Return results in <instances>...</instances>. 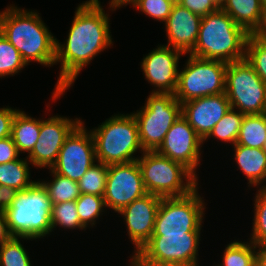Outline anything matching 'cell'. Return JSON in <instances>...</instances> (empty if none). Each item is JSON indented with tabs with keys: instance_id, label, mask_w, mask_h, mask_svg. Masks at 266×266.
<instances>
[{
	"instance_id": "2",
	"label": "cell",
	"mask_w": 266,
	"mask_h": 266,
	"mask_svg": "<svg viewBox=\"0 0 266 266\" xmlns=\"http://www.w3.org/2000/svg\"><path fill=\"white\" fill-rule=\"evenodd\" d=\"M37 10L9 5L0 11V33L20 52L28 65H55L56 40Z\"/></svg>"
},
{
	"instance_id": "23",
	"label": "cell",
	"mask_w": 266,
	"mask_h": 266,
	"mask_svg": "<svg viewBox=\"0 0 266 266\" xmlns=\"http://www.w3.org/2000/svg\"><path fill=\"white\" fill-rule=\"evenodd\" d=\"M220 8L250 34L259 23L263 7L260 0H222Z\"/></svg>"
},
{
	"instance_id": "20",
	"label": "cell",
	"mask_w": 266,
	"mask_h": 266,
	"mask_svg": "<svg viewBox=\"0 0 266 266\" xmlns=\"http://www.w3.org/2000/svg\"><path fill=\"white\" fill-rule=\"evenodd\" d=\"M234 159L237 168L245 174L248 187L263 188L266 185V153L264 149L235 144Z\"/></svg>"
},
{
	"instance_id": "4",
	"label": "cell",
	"mask_w": 266,
	"mask_h": 266,
	"mask_svg": "<svg viewBox=\"0 0 266 266\" xmlns=\"http://www.w3.org/2000/svg\"><path fill=\"white\" fill-rule=\"evenodd\" d=\"M249 33L221 8L201 19L194 49L189 53L203 59L231 63L245 58Z\"/></svg>"
},
{
	"instance_id": "14",
	"label": "cell",
	"mask_w": 266,
	"mask_h": 266,
	"mask_svg": "<svg viewBox=\"0 0 266 266\" xmlns=\"http://www.w3.org/2000/svg\"><path fill=\"white\" fill-rule=\"evenodd\" d=\"M82 121V119L61 115H52L41 119L40 135L32 152L27 155L33 167L51 169L56 163L60 149L66 137Z\"/></svg>"
},
{
	"instance_id": "8",
	"label": "cell",
	"mask_w": 266,
	"mask_h": 266,
	"mask_svg": "<svg viewBox=\"0 0 266 266\" xmlns=\"http://www.w3.org/2000/svg\"><path fill=\"white\" fill-rule=\"evenodd\" d=\"M144 106L132 112L144 151H156L171 126L181 117V103L174 94L150 93Z\"/></svg>"
},
{
	"instance_id": "39",
	"label": "cell",
	"mask_w": 266,
	"mask_h": 266,
	"mask_svg": "<svg viewBox=\"0 0 266 266\" xmlns=\"http://www.w3.org/2000/svg\"><path fill=\"white\" fill-rule=\"evenodd\" d=\"M250 35L266 39V6L262 8L259 23Z\"/></svg>"
},
{
	"instance_id": "3",
	"label": "cell",
	"mask_w": 266,
	"mask_h": 266,
	"mask_svg": "<svg viewBox=\"0 0 266 266\" xmlns=\"http://www.w3.org/2000/svg\"><path fill=\"white\" fill-rule=\"evenodd\" d=\"M52 202L37 180L23 191L7 195L5 215L12 236L41 239L51 233Z\"/></svg>"
},
{
	"instance_id": "40",
	"label": "cell",
	"mask_w": 266,
	"mask_h": 266,
	"mask_svg": "<svg viewBox=\"0 0 266 266\" xmlns=\"http://www.w3.org/2000/svg\"><path fill=\"white\" fill-rule=\"evenodd\" d=\"M12 235L7 226V219L5 213H0V247L8 241Z\"/></svg>"
},
{
	"instance_id": "47",
	"label": "cell",
	"mask_w": 266,
	"mask_h": 266,
	"mask_svg": "<svg viewBox=\"0 0 266 266\" xmlns=\"http://www.w3.org/2000/svg\"><path fill=\"white\" fill-rule=\"evenodd\" d=\"M219 4H221L222 0H216Z\"/></svg>"
},
{
	"instance_id": "44",
	"label": "cell",
	"mask_w": 266,
	"mask_h": 266,
	"mask_svg": "<svg viewBox=\"0 0 266 266\" xmlns=\"http://www.w3.org/2000/svg\"><path fill=\"white\" fill-rule=\"evenodd\" d=\"M262 7L266 6V0H260Z\"/></svg>"
},
{
	"instance_id": "32",
	"label": "cell",
	"mask_w": 266,
	"mask_h": 266,
	"mask_svg": "<svg viewBox=\"0 0 266 266\" xmlns=\"http://www.w3.org/2000/svg\"><path fill=\"white\" fill-rule=\"evenodd\" d=\"M108 165L95 163L78 181L80 194H93L103 197L106 187Z\"/></svg>"
},
{
	"instance_id": "17",
	"label": "cell",
	"mask_w": 266,
	"mask_h": 266,
	"mask_svg": "<svg viewBox=\"0 0 266 266\" xmlns=\"http://www.w3.org/2000/svg\"><path fill=\"white\" fill-rule=\"evenodd\" d=\"M160 196L149 194L134 200L122 208L117 215H121L126 225V232L131 243L134 244L135 255L143 245L151 238L154 231L155 219L159 205Z\"/></svg>"
},
{
	"instance_id": "26",
	"label": "cell",
	"mask_w": 266,
	"mask_h": 266,
	"mask_svg": "<svg viewBox=\"0 0 266 266\" xmlns=\"http://www.w3.org/2000/svg\"><path fill=\"white\" fill-rule=\"evenodd\" d=\"M258 247L250 240H233L224 248L220 266H255Z\"/></svg>"
},
{
	"instance_id": "16",
	"label": "cell",
	"mask_w": 266,
	"mask_h": 266,
	"mask_svg": "<svg viewBox=\"0 0 266 266\" xmlns=\"http://www.w3.org/2000/svg\"><path fill=\"white\" fill-rule=\"evenodd\" d=\"M185 56L180 50L158 44L143 57L140 68L153 89L151 93L175 94L178 85L179 60Z\"/></svg>"
},
{
	"instance_id": "33",
	"label": "cell",
	"mask_w": 266,
	"mask_h": 266,
	"mask_svg": "<svg viewBox=\"0 0 266 266\" xmlns=\"http://www.w3.org/2000/svg\"><path fill=\"white\" fill-rule=\"evenodd\" d=\"M26 66L20 52L0 33V78L15 76Z\"/></svg>"
},
{
	"instance_id": "42",
	"label": "cell",
	"mask_w": 266,
	"mask_h": 266,
	"mask_svg": "<svg viewBox=\"0 0 266 266\" xmlns=\"http://www.w3.org/2000/svg\"><path fill=\"white\" fill-rule=\"evenodd\" d=\"M133 0H109V6L108 9H110V11H115L118 8L120 9L121 7H126L128 4L130 5V3Z\"/></svg>"
},
{
	"instance_id": "36",
	"label": "cell",
	"mask_w": 266,
	"mask_h": 266,
	"mask_svg": "<svg viewBox=\"0 0 266 266\" xmlns=\"http://www.w3.org/2000/svg\"><path fill=\"white\" fill-rule=\"evenodd\" d=\"M179 4L201 17L220 8V4L216 0H180Z\"/></svg>"
},
{
	"instance_id": "31",
	"label": "cell",
	"mask_w": 266,
	"mask_h": 266,
	"mask_svg": "<svg viewBox=\"0 0 266 266\" xmlns=\"http://www.w3.org/2000/svg\"><path fill=\"white\" fill-rule=\"evenodd\" d=\"M34 240L27 237L12 236L0 247V266H32L29 254L21 240Z\"/></svg>"
},
{
	"instance_id": "18",
	"label": "cell",
	"mask_w": 266,
	"mask_h": 266,
	"mask_svg": "<svg viewBox=\"0 0 266 266\" xmlns=\"http://www.w3.org/2000/svg\"><path fill=\"white\" fill-rule=\"evenodd\" d=\"M231 109L225 93L205 96L181 104V116L204 140Z\"/></svg>"
},
{
	"instance_id": "13",
	"label": "cell",
	"mask_w": 266,
	"mask_h": 266,
	"mask_svg": "<svg viewBox=\"0 0 266 266\" xmlns=\"http://www.w3.org/2000/svg\"><path fill=\"white\" fill-rule=\"evenodd\" d=\"M142 173L136 161L109 164L104 192L106 208L118 213L134 200L146 195Z\"/></svg>"
},
{
	"instance_id": "22",
	"label": "cell",
	"mask_w": 266,
	"mask_h": 266,
	"mask_svg": "<svg viewBox=\"0 0 266 266\" xmlns=\"http://www.w3.org/2000/svg\"><path fill=\"white\" fill-rule=\"evenodd\" d=\"M27 157L0 164V187L7 193L23 191L32 186L36 180H31V173Z\"/></svg>"
},
{
	"instance_id": "1",
	"label": "cell",
	"mask_w": 266,
	"mask_h": 266,
	"mask_svg": "<svg viewBox=\"0 0 266 266\" xmlns=\"http://www.w3.org/2000/svg\"><path fill=\"white\" fill-rule=\"evenodd\" d=\"M101 2H82L75 10L73 21L62 44L56 40L55 64L60 63V72L52 102L74 85L79 73L94 57L113 45L110 16Z\"/></svg>"
},
{
	"instance_id": "7",
	"label": "cell",
	"mask_w": 266,
	"mask_h": 266,
	"mask_svg": "<svg viewBox=\"0 0 266 266\" xmlns=\"http://www.w3.org/2000/svg\"><path fill=\"white\" fill-rule=\"evenodd\" d=\"M201 232L151 236L130 256V266H199Z\"/></svg>"
},
{
	"instance_id": "30",
	"label": "cell",
	"mask_w": 266,
	"mask_h": 266,
	"mask_svg": "<svg viewBox=\"0 0 266 266\" xmlns=\"http://www.w3.org/2000/svg\"><path fill=\"white\" fill-rule=\"evenodd\" d=\"M254 218L250 240L258 248L266 247V191L259 188L254 198Z\"/></svg>"
},
{
	"instance_id": "28",
	"label": "cell",
	"mask_w": 266,
	"mask_h": 266,
	"mask_svg": "<svg viewBox=\"0 0 266 266\" xmlns=\"http://www.w3.org/2000/svg\"><path fill=\"white\" fill-rule=\"evenodd\" d=\"M80 222L88 228H94L106 209L104 197L93 194H80L75 201ZM105 208V209H104Z\"/></svg>"
},
{
	"instance_id": "9",
	"label": "cell",
	"mask_w": 266,
	"mask_h": 266,
	"mask_svg": "<svg viewBox=\"0 0 266 266\" xmlns=\"http://www.w3.org/2000/svg\"><path fill=\"white\" fill-rule=\"evenodd\" d=\"M179 70L175 98L182 104L197 98L225 93L228 63L189 54Z\"/></svg>"
},
{
	"instance_id": "25",
	"label": "cell",
	"mask_w": 266,
	"mask_h": 266,
	"mask_svg": "<svg viewBox=\"0 0 266 266\" xmlns=\"http://www.w3.org/2000/svg\"><path fill=\"white\" fill-rule=\"evenodd\" d=\"M52 180L41 181L43 186L47 189L49 198L53 204L76 201L80 196L78 182L71 180L65 176L57 174L49 169Z\"/></svg>"
},
{
	"instance_id": "34",
	"label": "cell",
	"mask_w": 266,
	"mask_h": 266,
	"mask_svg": "<svg viewBox=\"0 0 266 266\" xmlns=\"http://www.w3.org/2000/svg\"><path fill=\"white\" fill-rule=\"evenodd\" d=\"M245 59L266 84V39L249 34L246 42Z\"/></svg>"
},
{
	"instance_id": "19",
	"label": "cell",
	"mask_w": 266,
	"mask_h": 266,
	"mask_svg": "<svg viewBox=\"0 0 266 266\" xmlns=\"http://www.w3.org/2000/svg\"><path fill=\"white\" fill-rule=\"evenodd\" d=\"M201 19V16L189 11L179 3L174 4L164 24L168 39L167 44L164 45L188 55L197 42Z\"/></svg>"
},
{
	"instance_id": "35",
	"label": "cell",
	"mask_w": 266,
	"mask_h": 266,
	"mask_svg": "<svg viewBox=\"0 0 266 266\" xmlns=\"http://www.w3.org/2000/svg\"><path fill=\"white\" fill-rule=\"evenodd\" d=\"M130 4L149 18L165 23L175 3L170 0H133Z\"/></svg>"
},
{
	"instance_id": "38",
	"label": "cell",
	"mask_w": 266,
	"mask_h": 266,
	"mask_svg": "<svg viewBox=\"0 0 266 266\" xmlns=\"http://www.w3.org/2000/svg\"><path fill=\"white\" fill-rule=\"evenodd\" d=\"M18 110L9 106L0 108V139L11 136L13 118Z\"/></svg>"
},
{
	"instance_id": "41",
	"label": "cell",
	"mask_w": 266,
	"mask_h": 266,
	"mask_svg": "<svg viewBox=\"0 0 266 266\" xmlns=\"http://www.w3.org/2000/svg\"><path fill=\"white\" fill-rule=\"evenodd\" d=\"M255 266H266V247L258 248Z\"/></svg>"
},
{
	"instance_id": "24",
	"label": "cell",
	"mask_w": 266,
	"mask_h": 266,
	"mask_svg": "<svg viewBox=\"0 0 266 266\" xmlns=\"http://www.w3.org/2000/svg\"><path fill=\"white\" fill-rule=\"evenodd\" d=\"M236 144L264 149L266 145V113L245 114Z\"/></svg>"
},
{
	"instance_id": "10",
	"label": "cell",
	"mask_w": 266,
	"mask_h": 266,
	"mask_svg": "<svg viewBox=\"0 0 266 266\" xmlns=\"http://www.w3.org/2000/svg\"><path fill=\"white\" fill-rule=\"evenodd\" d=\"M198 189L181 197L161 198L152 236L201 232L206 204Z\"/></svg>"
},
{
	"instance_id": "27",
	"label": "cell",
	"mask_w": 266,
	"mask_h": 266,
	"mask_svg": "<svg viewBox=\"0 0 266 266\" xmlns=\"http://www.w3.org/2000/svg\"><path fill=\"white\" fill-rule=\"evenodd\" d=\"M244 113L231 108L223 118L213 127L209 135L203 140V143L207 142L208 139H218L225 143H231L230 145H235L237 142V137L239 130L241 128V123Z\"/></svg>"
},
{
	"instance_id": "11",
	"label": "cell",
	"mask_w": 266,
	"mask_h": 266,
	"mask_svg": "<svg viewBox=\"0 0 266 266\" xmlns=\"http://www.w3.org/2000/svg\"><path fill=\"white\" fill-rule=\"evenodd\" d=\"M225 94L231 108L241 113H266V84L245 58L228 63Z\"/></svg>"
},
{
	"instance_id": "46",
	"label": "cell",
	"mask_w": 266,
	"mask_h": 266,
	"mask_svg": "<svg viewBox=\"0 0 266 266\" xmlns=\"http://www.w3.org/2000/svg\"><path fill=\"white\" fill-rule=\"evenodd\" d=\"M170 1H172L175 4L180 2V0H170Z\"/></svg>"
},
{
	"instance_id": "45",
	"label": "cell",
	"mask_w": 266,
	"mask_h": 266,
	"mask_svg": "<svg viewBox=\"0 0 266 266\" xmlns=\"http://www.w3.org/2000/svg\"><path fill=\"white\" fill-rule=\"evenodd\" d=\"M84 2H101L100 0H87V1H84Z\"/></svg>"
},
{
	"instance_id": "15",
	"label": "cell",
	"mask_w": 266,
	"mask_h": 266,
	"mask_svg": "<svg viewBox=\"0 0 266 266\" xmlns=\"http://www.w3.org/2000/svg\"><path fill=\"white\" fill-rule=\"evenodd\" d=\"M202 138L181 116L168 130L163 143L156 150L159 154L181 163L197 178V168L202 160Z\"/></svg>"
},
{
	"instance_id": "29",
	"label": "cell",
	"mask_w": 266,
	"mask_h": 266,
	"mask_svg": "<svg viewBox=\"0 0 266 266\" xmlns=\"http://www.w3.org/2000/svg\"><path fill=\"white\" fill-rule=\"evenodd\" d=\"M66 229L86 230L87 228L80 222L75 201L56 203L52 205L51 212V233L57 227Z\"/></svg>"
},
{
	"instance_id": "43",
	"label": "cell",
	"mask_w": 266,
	"mask_h": 266,
	"mask_svg": "<svg viewBox=\"0 0 266 266\" xmlns=\"http://www.w3.org/2000/svg\"><path fill=\"white\" fill-rule=\"evenodd\" d=\"M7 193L0 187V213H5L7 206Z\"/></svg>"
},
{
	"instance_id": "37",
	"label": "cell",
	"mask_w": 266,
	"mask_h": 266,
	"mask_svg": "<svg viewBox=\"0 0 266 266\" xmlns=\"http://www.w3.org/2000/svg\"><path fill=\"white\" fill-rule=\"evenodd\" d=\"M20 155L11 136L0 139V164L14 161Z\"/></svg>"
},
{
	"instance_id": "12",
	"label": "cell",
	"mask_w": 266,
	"mask_h": 266,
	"mask_svg": "<svg viewBox=\"0 0 266 266\" xmlns=\"http://www.w3.org/2000/svg\"><path fill=\"white\" fill-rule=\"evenodd\" d=\"M95 163L94 139L84 121H81L66 137L51 170L78 182Z\"/></svg>"
},
{
	"instance_id": "6",
	"label": "cell",
	"mask_w": 266,
	"mask_h": 266,
	"mask_svg": "<svg viewBox=\"0 0 266 266\" xmlns=\"http://www.w3.org/2000/svg\"><path fill=\"white\" fill-rule=\"evenodd\" d=\"M137 163L145 190L160 197L188 195L198 186V178L185 166L157 151H144Z\"/></svg>"
},
{
	"instance_id": "21",
	"label": "cell",
	"mask_w": 266,
	"mask_h": 266,
	"mask_svg": "<svg viewBox=\"0 0 266 266\" xmlns=\"http://www.w3.org/2000/svg\"><path fill=\"white\" fill-rule=\"evenodd\" d=\"M41 118L36 119L18 110L11 126V138L19 154L32 152L40 135Z\"/></svg>"
},
{
	"instance_id": "5",
	"label": "cell",
	"mask_w": 266,
	"mask_h": 266,
	"mask_svg": "<svg viewBox=\"0 0 266 266\" xmlns=\"http://www.w3.org/2000/svg\"><path fill=\"white\" fill-rule=\"evenodd\" d=\"M94 139L97 162L120 164L136 161L144 152L138 125L132 113L114 114L98 127L90 129Z\"/></svg>"
}]
</instances>
